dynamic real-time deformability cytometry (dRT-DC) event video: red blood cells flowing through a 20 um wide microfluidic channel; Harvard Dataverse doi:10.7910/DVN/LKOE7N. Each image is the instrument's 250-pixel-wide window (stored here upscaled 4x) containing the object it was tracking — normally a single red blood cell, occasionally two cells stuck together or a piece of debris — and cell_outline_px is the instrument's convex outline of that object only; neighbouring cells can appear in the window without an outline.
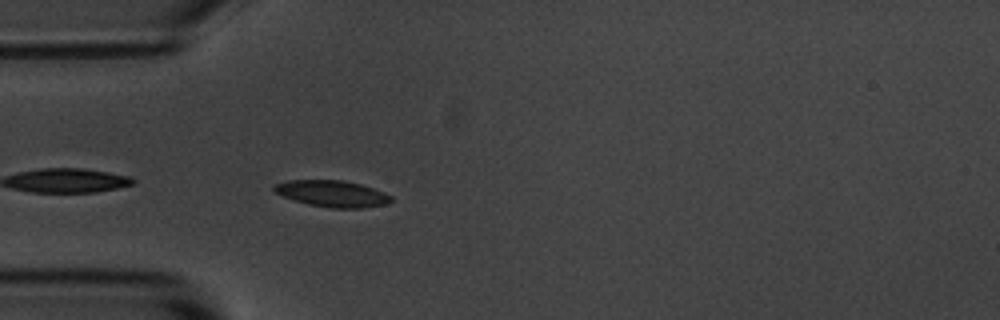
{"species": "common noctule bat (a hibernating species)", "species_latin": "Nyctalus noctula", "temperature_condition": "room temperature", "stored_images_in_passage": 4, "camera_frame_rate_fps": 3000, "um_per_image_px": 0.085, "animal": {"sex": "male", "body_mass_g": 20.1, "forearm_length_mm": 53.5}, "frame": {"image": 1, "passage_image": 4, "time_ms": 3.333, "image_size_px": [1000, 320], "cell_outline_px": [[392, 200], [388, 204], [364, 208], [332, 208], [308, 204], [284, 196], [276, 192], [272, 188], [272, 184], [288, 180], [344, 180], [360, 184], [384, 192], [392, 196]], "centroid_in_image_um": [28.26, 16.46], "position_along_channel_um": 56.7, "area_um2": 18.03}}